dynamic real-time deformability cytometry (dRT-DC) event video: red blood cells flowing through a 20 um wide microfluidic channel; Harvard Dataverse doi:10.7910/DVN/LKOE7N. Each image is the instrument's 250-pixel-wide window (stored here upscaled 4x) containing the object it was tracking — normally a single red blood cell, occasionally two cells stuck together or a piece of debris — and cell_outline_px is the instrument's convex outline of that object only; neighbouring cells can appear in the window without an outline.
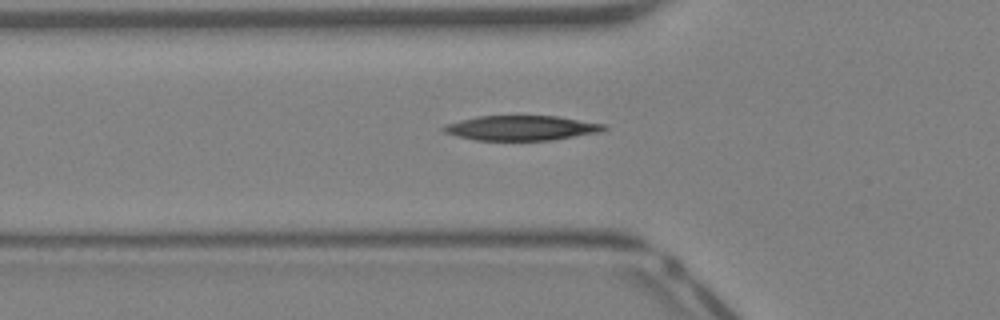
{"species": "Egyptian fruit bat (a non-hibernating species)", "species_latin": "Rousettus aegyptiacus", "temperature_condition": "warm", "stored_images_in_passage": 27, "camera_frame_rate_fps": 3000, "um_per_image_px": 0.085, "animal": {"sex": "female"}, "frame": {"image": 1, "passage_image": 4, "time_ms": 1.0, "image_size_px": [1000, 320], "cell_outline_px": [[608, 128], [600, 132], [552, 140], [476, 140], [456, 136], [444, 132], [440, 128], [444, 124], [476, 116], [556, 116], [604, 124]], "centroid_in_image_um": [44.27, 10.88], "position_along_channel_um": 81.5, "area_um2": 23.18}}
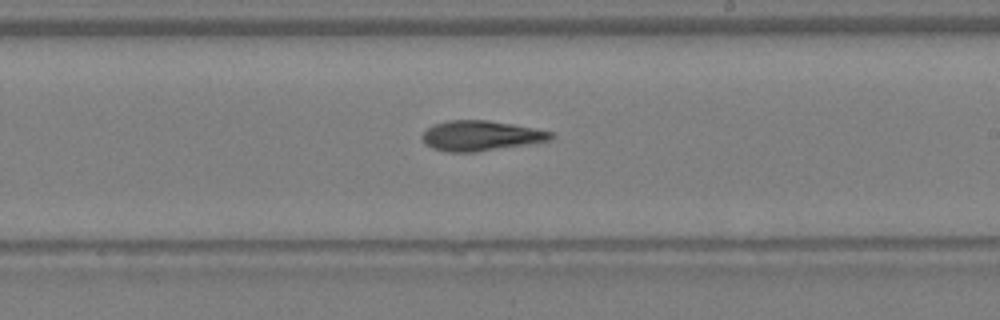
{"frame": {"image": 2, "passage_image": 14, "time_ms": 4.333, "image_size_px": [1000, 320], "cell_outline_px": [[552, 140], [476, 152], [444, 152], [432, 148], [424, 144], [420, 136], [428, 128], [436, 124], [448, 120], [488, 120], [512, 124], [552, 132]], "centroid_in_image_um": [40.81, 11.54], "position_along_channel_um": 248.2, "area_um2": 22.48}}
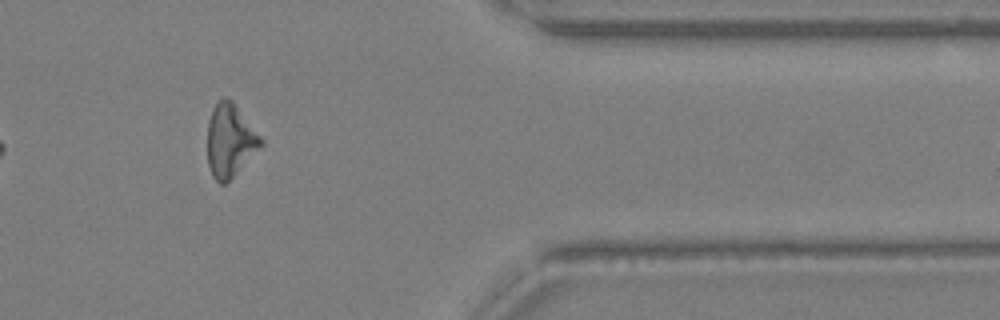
{"frame": {"image": 3, "passage_image": 24, "time_ms": 7.667, "image_size_px": [1000, 320], "cell_outline_px": [[264, 144], [224, 184], [220, 184], [212, 176], [208, 164], [208, 120], [212, 108], [224, 96], [232, 100], [264, 140]], "centroid_in_image_um": [19.55, 11.92], "position_along_channel_um": 391.9, "area_um2": 22.48}, "authors_computed_cell_mechanics": {"area_um2": 22.4842, "velocity_mm_per_s": 4.9862, "shape_relaxation_time_tau1_ms": 2.8587, "shape_relaxation_time_tau2_ms": null, "deformation_change_tau1": 0.1413, "deformation_change_tau2": null}}